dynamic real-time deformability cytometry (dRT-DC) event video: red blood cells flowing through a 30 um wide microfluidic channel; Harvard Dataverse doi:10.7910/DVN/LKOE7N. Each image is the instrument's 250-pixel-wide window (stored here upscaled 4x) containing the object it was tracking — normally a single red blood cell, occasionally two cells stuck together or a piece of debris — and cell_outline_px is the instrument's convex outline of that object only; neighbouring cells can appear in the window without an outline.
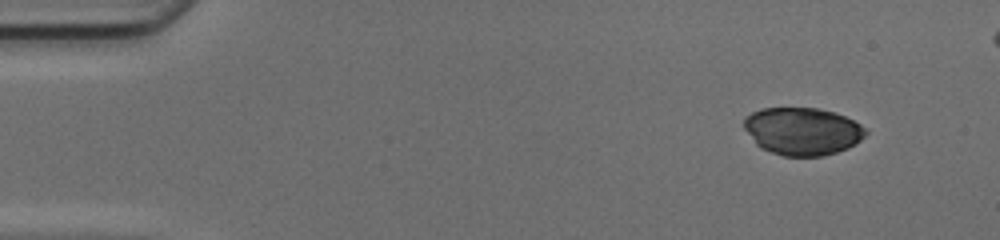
{"species": "common noctule bat (a hibernating species)", "species_latin": "Nyctalus noctula", "temperature_condition": "cold", "stored_images_in_passage": 43, "camera_frame_rate_fps": 3000, "um_per_image_px": 0.085, "animal": {"sex": "female", "body_mass_g": 17.0, "forearm_length_mm": 48.0}, "frame": {"image": 1, "passage_image": 1, "time_ms": 0.0, "image_size_px": [1000, 240], "cell_outline_px": [[868, 132], [860, 140], [848, 148], [836, 152], [820, 156], [784, 156], [760, 148], [756, 144], [744, 128], [744, 116], [760, 108], [816, 108], [836, 112], [868, 128]], "centroid_in_image_um": [68.2, 11.14], "position_along_channel_um": 16.8, "area_um2": 33.81}}